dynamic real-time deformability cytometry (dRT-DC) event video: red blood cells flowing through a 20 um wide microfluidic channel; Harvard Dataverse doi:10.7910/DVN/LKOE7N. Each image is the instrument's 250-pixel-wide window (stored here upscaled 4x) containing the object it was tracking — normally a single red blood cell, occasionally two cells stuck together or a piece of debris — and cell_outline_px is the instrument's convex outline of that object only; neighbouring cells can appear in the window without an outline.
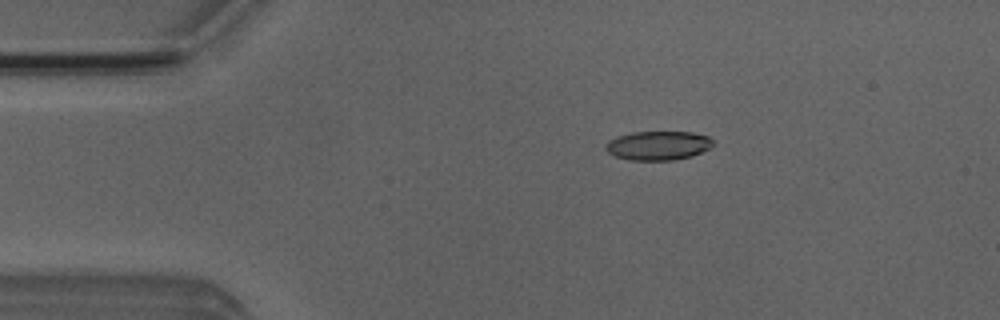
{"species": "Egyptian fruit bat (a non-hibernating species)", "species_latin": "Rousettus aegyptiacus", "temperature_condition": "room temperature", "stored_images_in_passage": 5, "camera_frame_rate_fps": 3000, "um_per_image_px": 0.085, "animal": {"sex": "male"}, "frame": {"image": 1, "passage_image": 2, "time_ms": 1.0, "image_size_px": [1000, 320], "cell_outline_px": [[716, 144], [692, 156], [672, 160], [628, 160], [616, 156], [608, 152], [604, 148], [616, 136], [632, 132], [692, 132], [708, 136]], "centroid_in_image_um": [55.96, 12.37], "position_along_channel_um": 29.0, "area_um2": 18.03}}
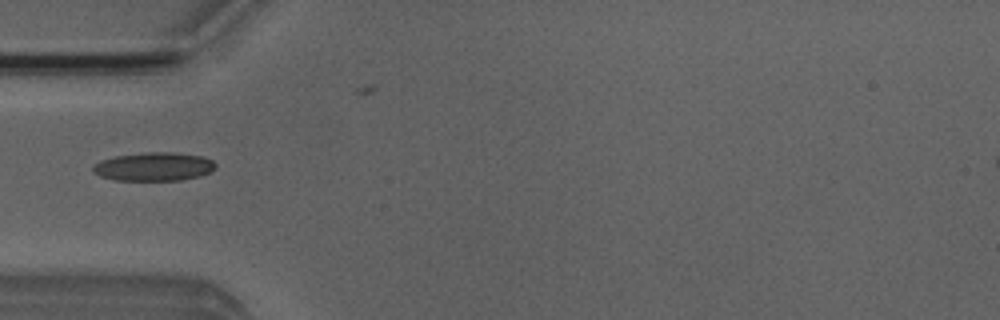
{"frame": {"image": 2, "passage_image": 4, "time_ms": 3.333, "image_size_px": [1000, 320], "cell_outline_px": [[216, 168], [200, 176], [180, 180], [116, 180], [100, 176], [92, 172], [92, 164], [100, 160], [116, 156], [144, 152], [176, 152], [204, 156], [212, 160], [216, 164]], "centroid_in_image_um": [13.07, 14.15], "position_along_channel_um": 71.9, "area_um2": 20.58}}